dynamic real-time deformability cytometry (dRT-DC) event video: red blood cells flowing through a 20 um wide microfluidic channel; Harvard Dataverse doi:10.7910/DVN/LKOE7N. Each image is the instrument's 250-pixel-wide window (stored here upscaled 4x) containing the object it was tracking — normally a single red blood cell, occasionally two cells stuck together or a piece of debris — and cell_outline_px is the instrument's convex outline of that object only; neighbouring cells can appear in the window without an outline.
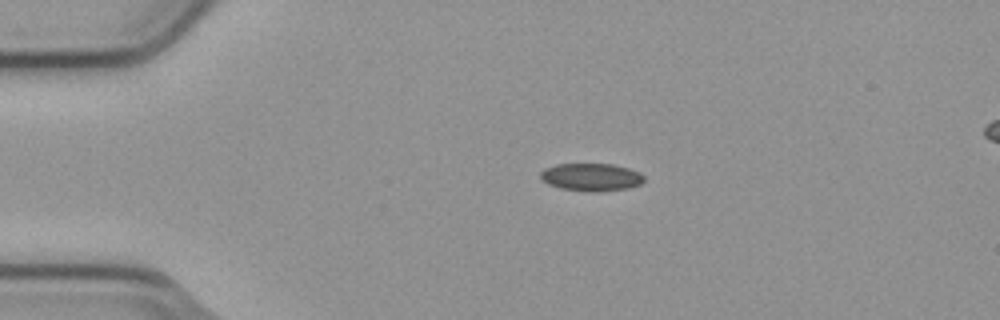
{"species": "common noctule bat (a hibernating species)", "species_latin": "Nyctalus noctula", "temperature_condition": "cold", "stored_images_in_passage": 5, "camera_frame_rate_fps": 3000, "um_per_image_px": 0.085, "animal": {"sex": "male", "body_mass_g": 23.1, "forearm_length_mm": 52.7}, "frame": {"image": 1, "passage_image": 3, "time_ms": 0.667, "image_size_px": [1000, 320], "cell_outline_px": [[644, 180], [640, 184], [628, 188], [600, 192], [588, 192], [560, 188], [548, 184], [540, 176], [540, 172], [544, 168], [556, 164], [612, 164], [628, 168], [640, 172], [644, 176]], "centroid_in_image_um": [50.26, 15.06], "position_along_channel_um": 34.7, "area_um2": 16.82}}